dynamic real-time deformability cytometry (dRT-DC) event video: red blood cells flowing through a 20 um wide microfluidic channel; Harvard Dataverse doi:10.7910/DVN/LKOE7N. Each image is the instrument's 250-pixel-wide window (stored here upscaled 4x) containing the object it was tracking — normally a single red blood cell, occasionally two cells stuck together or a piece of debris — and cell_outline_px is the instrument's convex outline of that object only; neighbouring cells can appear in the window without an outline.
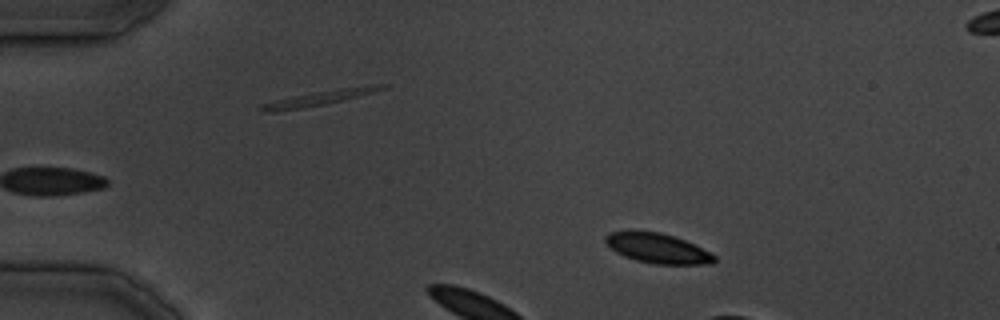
{"species": "common noctule bat (a hibernating species)", "species_latin": "Nyctalus noctula", "temperature_condition": "cold", "stored_images_in_passage": 10, "camera_frame_rate_fps": 3000, "um_per_image_px": 0.085, "animal": {"sex": "male", "body_mass_g": 19.5, "forearm_length_mm": 54.6}, "frame": {"image": 1, "passage_image": 6, "time_ms": 5.667, "image_size_px": [1000, 320], "cell_outline_px": [[716, 260], [712, 264], [656, 264], [636, 260], [624, 256], [616, 252], [604, 240], [604, 236], [612, 232], [628, 228], [660, 232], [684, 240], [716, 256]], "centroid_in_image_um": [55.83, 21.07], "position_along_channel_um": 29.2, "area_um2": 19.07}}